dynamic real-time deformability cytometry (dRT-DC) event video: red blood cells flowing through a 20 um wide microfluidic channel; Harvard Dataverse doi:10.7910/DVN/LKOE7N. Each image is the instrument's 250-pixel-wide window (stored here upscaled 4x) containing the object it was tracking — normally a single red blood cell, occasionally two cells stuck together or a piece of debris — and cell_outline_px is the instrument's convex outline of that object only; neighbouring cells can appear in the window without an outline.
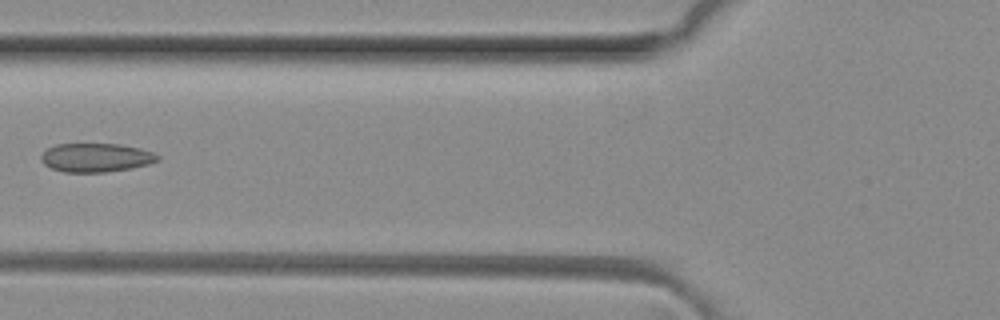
{"species": "common noctule bat (a hibernating species)", "species_latin": "Nyctalus noctula", "temperature_condition": "room temperature", "stored_images_in_passage": 6, "camera_frame_rate_fps": 3000, "um_per_image_px": 0.085, "animal": {"sex": "female", "body_mass_g": 29.2, "forearm_length_mm": 56.3}, "frame": {"image": 1, "passage_image": 6, "time_ms": 1.667, "image_size_px": [1000, 320], "cell_outline_px": [[160, 160], [148, 164], [132, 168], [104, 172], [64, 172], [52, 168], [44, 164], [40, 160], [40, 156], [48, 148], [56, 144], [120, 144], [140, 148], [152, 152], [160, 156]], "centroid_in_image_um": [8.17, 13.39], "position_along_channel_um": 117.6, "area_um2": 19.54}}